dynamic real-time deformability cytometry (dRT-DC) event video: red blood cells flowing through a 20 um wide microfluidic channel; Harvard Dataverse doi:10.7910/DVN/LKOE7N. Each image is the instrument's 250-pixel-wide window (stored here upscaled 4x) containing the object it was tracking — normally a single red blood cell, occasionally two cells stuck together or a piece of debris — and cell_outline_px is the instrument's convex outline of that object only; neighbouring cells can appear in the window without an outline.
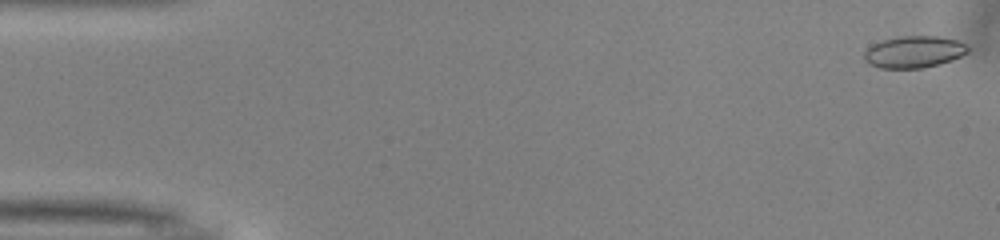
{"species": "common noctule bat (a hibernating species)", "species_latin": "Nyctalus noctula", "temperature_condition": "warm", "stored_images_in_passage": 41, "camera_frame_rate_fps": 3000, "um_per_image_px": 0.085, "animal": {"sex": "male", "body_mass_g": 13.0, "forearm_length_mm": 53.1}, "frame": {"image": 1, "passage_image": 1, "time_ms": 0.0, "image_size_px": [1000, 240], "cell_outline_px": [[972, 48], [968, 52], [952, 60], [940, 64], [924, 68], [880, 68], [868, 64], [864, 60], [864, 52], [872, 44], [896, 36], [940, 36], [956, 40], [968, 44]], "centroid_in_image_um": [77.71, 4.41], "position_along_channel_um": 7.3, "area_um2": 19.54}}
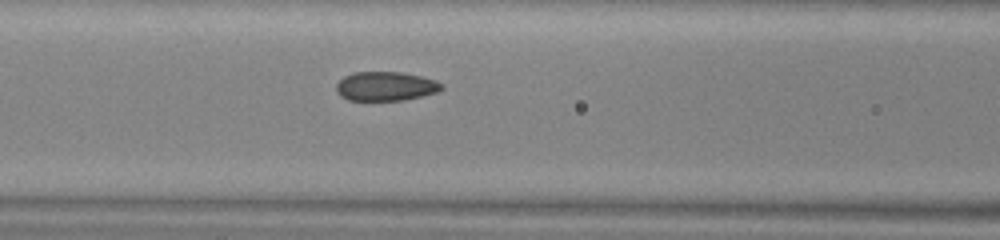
{"frame": {"image": 2, "passage_image": 21, "time_ms": 6.667, "image_size_px": [1000, 240], "cell_outline_px": [[444, 88], [436, 92], [404, 100], [348, 100], [340, 96], [336, 92], [336, 84], [344, 76], [352, 72], [400, 72], [420, 76], [436, 80], [444, 84]], "centroid_in_image_um": [32.76, 7.33], "position_along_channel_um": 133.8, "area_um2": 17.92}}
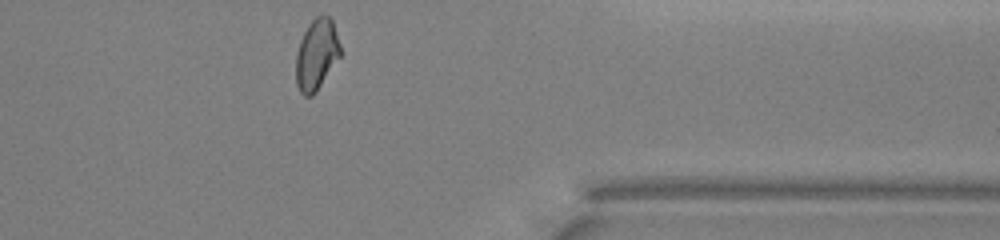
{"frame": {"image": 3, "passage_image": 41, "time_ms": 13.333, "image_size_px": [1000, 240], "cell_outline_px": [[340, 56], [316, 92], [312, 96], [304, 96], [300, 92], [296, 84], [296, 52], [300, 40], [308, 24], [316, 16], [328, 16], [332, 20], [340, 44]], "centroid_in_image_um": [26.89, 4.65], "position_along_channel_um": 384.5, "area_um2": 18.26}, "authors_computed_cell_mechanics": {"area_um2": 18.496, "velocity_mm_per_s": 4.016, "shape_relaxation_time_tau1_ms": 9.75, "shape_relaxation_time_tau2_ms": 0.9248, "deformation_change_tau1": 0.1633, "deformation_change_tau2": 0.0551}}